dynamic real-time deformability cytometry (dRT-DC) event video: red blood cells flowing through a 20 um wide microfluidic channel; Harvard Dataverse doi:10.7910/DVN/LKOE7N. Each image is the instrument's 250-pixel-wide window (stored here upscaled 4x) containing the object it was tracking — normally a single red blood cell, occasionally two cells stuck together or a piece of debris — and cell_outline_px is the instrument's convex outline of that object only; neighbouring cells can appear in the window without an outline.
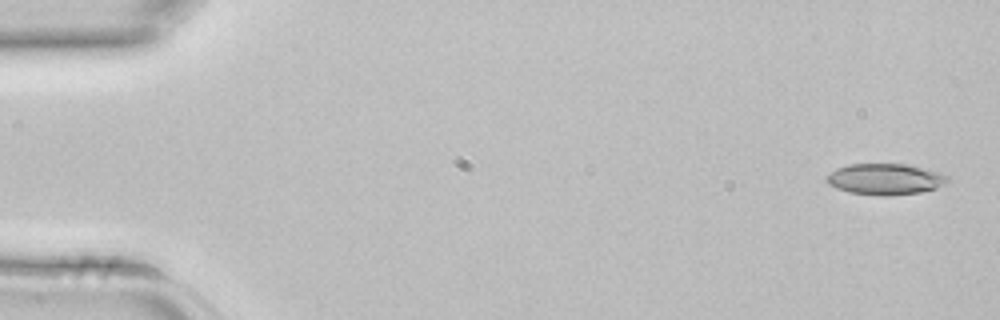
{"species": "common noctule bat (a hibernating species)", "species_latin": "Nyctalus noctula", "temperature_condition": "room temperature", "stored_images_in_passage": 4, "camera_frame_rate_fps": 3000, "um_per_image_px": 0.085, "animal": {"sex": "female", "body_mass_g": 22.7, "forearm_length_mm": 54.2}, "frame": {"image": 1, "passage_image": 1, "time_ms": 0.0, "image_size_px": [1000, 320], "cell_outline_px": [[948, 184], [936, 188], [920, 192], [888, 196], [880, 196], [848, 192], [836, 188], [828, 184], [824, 180], [824, 176], [836, 168], [848, 164], [904, 164], [940, 172], [948, 176]], "centroid_in_image_um": [75.2, 15.23], "position_along_channel_um": 9.8, "area_um2": 22.2}}
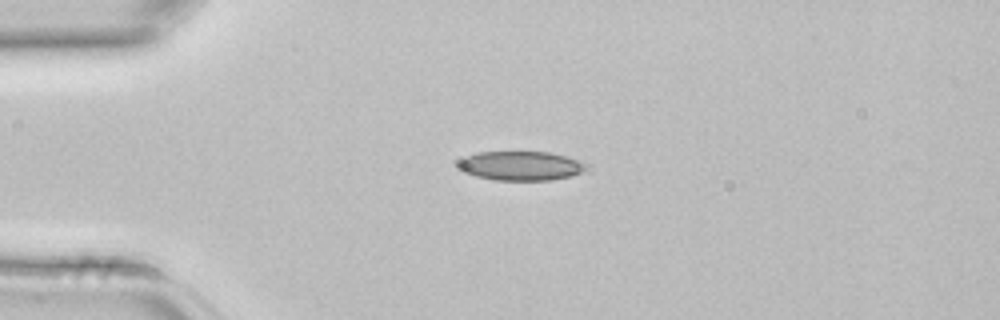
{"frame": {"image": 2, "passage_image": 3, "time_ms": 0.667, "image_size_px": [1000, 320], "cell_outline_px": [[584, 168], [580, 172], [572, 176], [552, 180], [492, 180], [460, 172], [456, 168], [456, 164], [464, 156], [476, 152], [548, 152], [564, 156], [576, 160], [584, 164]], "centroid_in_image_um": [44.12, 14.1], "position_along_channel_um": 40.9, "area_um2": 21.79}}